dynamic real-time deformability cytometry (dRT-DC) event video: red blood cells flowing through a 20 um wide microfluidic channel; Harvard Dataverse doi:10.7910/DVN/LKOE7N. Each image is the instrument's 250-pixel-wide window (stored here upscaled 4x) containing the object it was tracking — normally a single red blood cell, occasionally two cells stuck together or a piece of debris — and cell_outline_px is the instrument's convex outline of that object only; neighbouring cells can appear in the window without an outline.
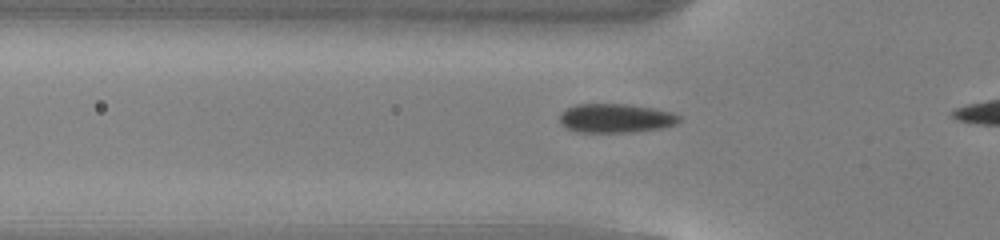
{"species": "common noctule bat (a hibernating species)", "species_latin": "Nyctalus noctula", "temperature_condition": "warm", "stored_images_in_passage": 27, "camera_frame_rate_fps": 3000, "um_per_image_px": 0.085, "animal": {"sex": "male", "body_mass_g": 13.0, "forearm_length_mm": 53.1}, "frame": {"image": 1, "passage_image": 3, "time_ms": 0.667, "image_size_px": [1000, 240], "cell_outline_px": [[680, 120], [676, 124], [664, 128], [636, 132], [576, 132], [560, 124], [560, 112], [576, 104], [628, 104], [652, 108], [672, 112], [680, 116]], "centroid_in_image_um": [52.35, 10.05], "position_along_channel_um": 73.5, "area_um2": 20.35}}
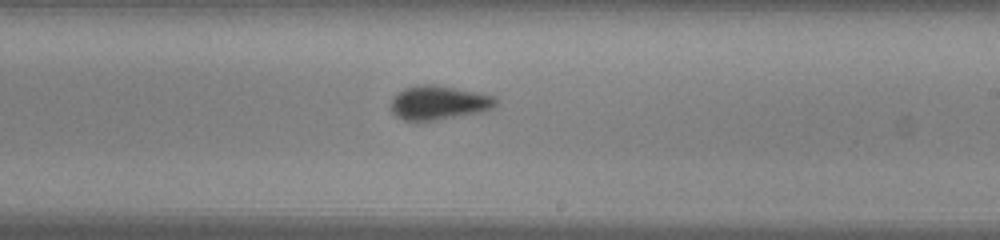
{"frame": {"image": 2, "passage_image": 16, "time_ms": 5.0, "image_size_px": [1000, 240], "cell_outline_px": [[496, 104], [492, 108], [480, 112], [436, 120], [404, 120], [396, 116], [392, 112], [392, 96], [396, 92], [404, 88], [416, 84], [436, 84], [496, 96]], "centroid_in_image_um": [37.26, 8.7], "position_along_channel_um": 251.7, "area_um2": 20.81}}
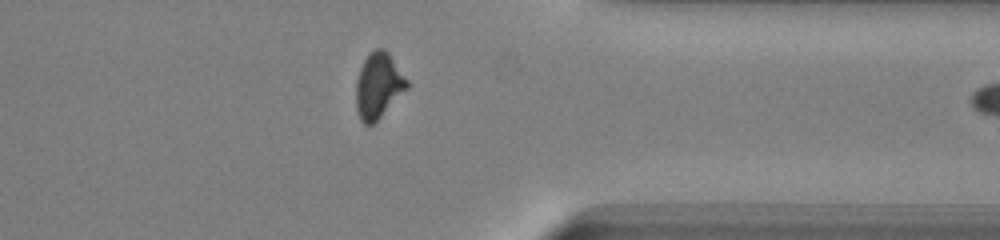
{"frame": {"image": 3, "passage_image": 26, "time_ms": 8.333, "image_size_px": [1000, 240], "cell_outline_px": [[408, 88], [372, 124], [364, 124], [360, 120], [356, 108], [356, 80], [360, 68], [364, 60], [376, 48], [384, 48], [388, 52], [408, 80]], "centroid_in_image_um": [32.15, 7.26], "position_along_channel_um": 379.2, "area_um2": 19.13}}